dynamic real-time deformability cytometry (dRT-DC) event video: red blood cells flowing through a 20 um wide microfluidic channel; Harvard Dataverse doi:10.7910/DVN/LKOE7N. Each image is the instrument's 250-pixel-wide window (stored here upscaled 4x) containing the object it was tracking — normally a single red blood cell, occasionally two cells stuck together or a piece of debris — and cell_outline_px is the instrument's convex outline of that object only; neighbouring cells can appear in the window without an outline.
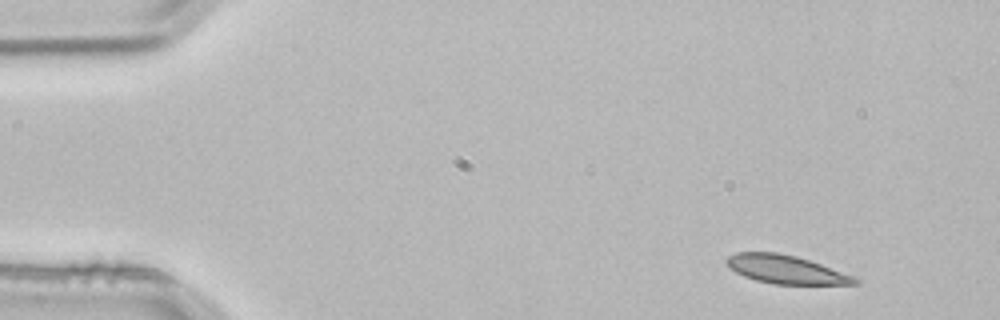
{"species": "common noctule bat (a hibernating species)", "species_latin": "Nyctalus noctula", "temperature_condition": "room temperature", "stored_images_in_passage": 3, "camera_frame_rate_fps": 3000, "um_per_image_px": 0.085, "animal": {"sex": "male", "body_mass_g": 21.5, "forearm_length_mm": 52.0}, "frame": {"image": 1, "passage_image": 1, "time_ms": 0.0, "image_size_px": [1000, 320], "cell_outline_px": [[860, 284], [772, 284], [756, 280], [744, 276], [736, 272], [724, 264], [724, 260], [728, 256], [736, 252], [776, 252], [796, 256], [820, 264], [852, 276], [860, 280]], "centroid_in_image_um": [66.73, 22.9], "position_along_channel_um": 18.3, "area_um2": 21.1}}